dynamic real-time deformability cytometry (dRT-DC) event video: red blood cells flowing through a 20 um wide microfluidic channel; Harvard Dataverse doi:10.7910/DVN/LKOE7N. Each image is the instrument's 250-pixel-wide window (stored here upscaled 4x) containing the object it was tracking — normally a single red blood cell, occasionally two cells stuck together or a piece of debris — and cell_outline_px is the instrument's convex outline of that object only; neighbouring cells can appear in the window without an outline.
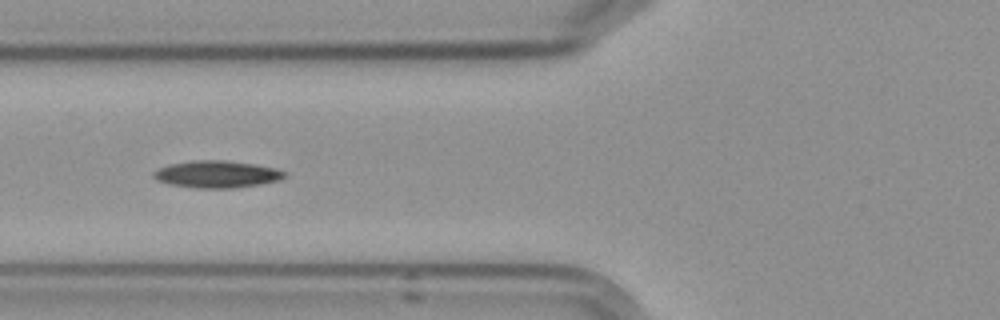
{"species": "Egyptian fruit bat (a non-hibernating species)", "species_latin": "Rousettus aegyptiacus", "temperature_condition": "cold", "stored_images_in_passage": 9, "camera_frame_rate_fps": 3000, "um_per_image_px": 0.085, "frame": {"image": 1, "passage_image": 6, "time_ms": 5.667, "image_size_px": [1000, 320], "cell_outline_px": [[284, 176], [280, 180], [260, 184], [232, 188], [196, 188], [168, 184], [156, 180], [152, 176], [152, 172], [160, 168], [172, 164], [192, 160], [224, 160], [256, 164], [276, 168], [284, 172]], "centroid_in_image_um": [18.41, 14.81], "position_along_channel_um": 107.4, "area_um2": 20.63}}
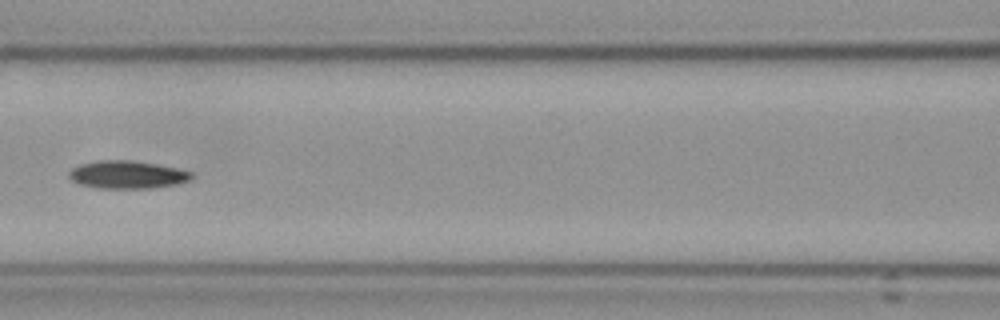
{"frame": {"image": 2, "passage_image": 7, "time_ms": 7.0, "image_size_px": [1000, 320], "cell_outline_px": [[196, 176], [188, 180], [176, 184], [152, 188], [100, 188], [80, 184], [72, 180], [68, 176], [68, 172], [72, 168], [80, 164], [96, 160], [132, 160], [156, 164], [176, 168], [192, 172]], "centroid_in_image_um": [10.81, 14.84], "position_along_channel_um": 155.8, "area_um2": 19.88}}